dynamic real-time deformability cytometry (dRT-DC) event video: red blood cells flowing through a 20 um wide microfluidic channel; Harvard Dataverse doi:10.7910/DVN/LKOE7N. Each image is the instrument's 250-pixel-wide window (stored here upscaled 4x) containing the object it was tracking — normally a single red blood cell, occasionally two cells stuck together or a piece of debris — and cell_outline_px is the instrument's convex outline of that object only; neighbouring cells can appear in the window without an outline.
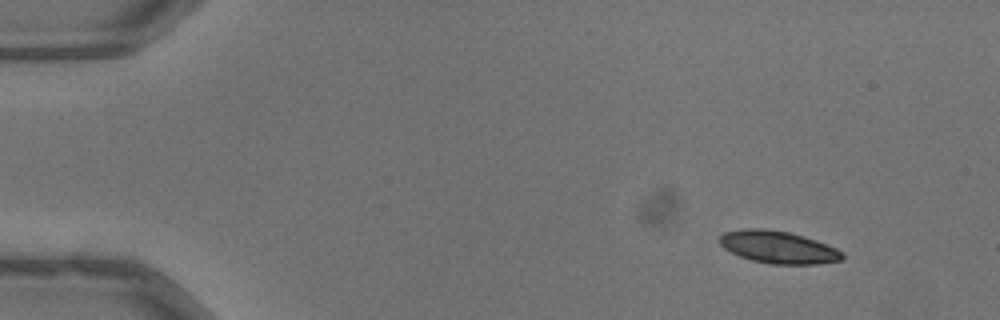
{"species": "common noctule bat (a hibernating species)", "species_latin": "Nyctalus noctula", "temperature_condition": "warm", "stored_images_in_passage": 48, "camera_frame_rate_fps": 3000, "um_per_image_px": 0.085, "animal": {"sex": "male", "body_mass_g": 13.3}, "frame": {"image": 1, "passage_image": 1, "time_ms": 0.0, "image_size_px": [1000, 320], "cell_outline_px": [[844, 260], [816, 264], [768, 264], [752, 260], [740, 256], [724, 248], [720, 244], [720, 236], [724, 232], [744, 228], [764, 228], [788, 232], [804, 236], [816, 240], [836, 248], [844, 252]], "centroid_in_image_um": [66.17, 21.01], "position_along_channel_um": 18.8, "area_um2": 23.24}}
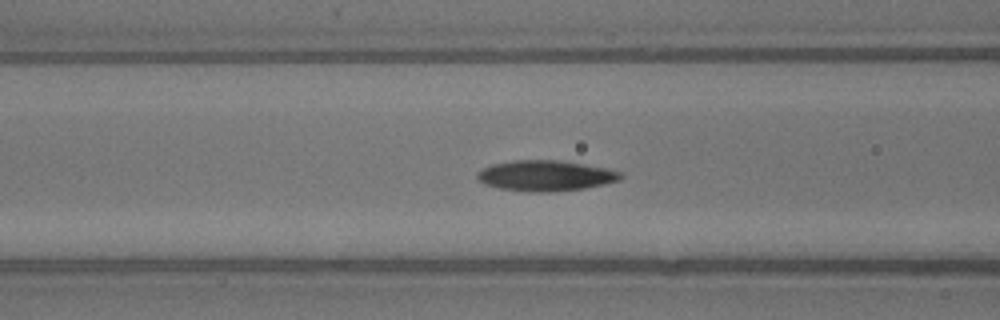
{"frame": {"image": 2, "passage_image": 17, "time_ms": 5.333, "image_size_px": [1000, 320], "cell_outline_px": [[624, 176], [620, 180], [604, 184], [584, 188], [548, 192], [528, 192], [500, 188], [484, 184], [476, 180], [476, 172], [492, 164], [512, 160], [560, 160], [584, 164], [604, 168], [620, 172]], "centroid_in_image_um": [46.33, 14.93], "position_along_channel_um": 120.3, "area_um2": 25.61}}
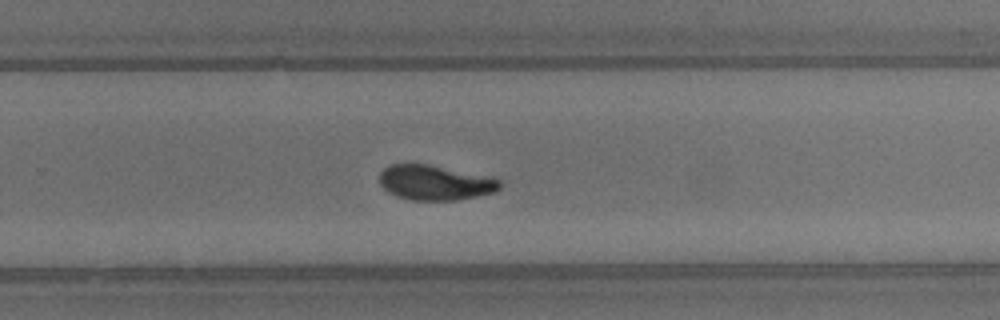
{"frame": {"image": 3, "passage_image": 30, "time_ms": 9.667, "image_size_px": [1000, 320], "cell_outline_px": [[500, 188], [496, 192], [456, 200], [412, 200], [396, 196], [388, 192], [380, 184], [380, 172], [384, 168], [392, 164], [428, 164], [496, 176], [500, 180]], "centroid_in_image_um": [37.03, 15.51], "position_along_channel_um": 292.8, "area_um2": 24.85}, "authors_computed_cell_mechanics": {"area_um2": 24.854, "velocity_mm_per_s": 3.9934, "shape_relaxation_time_tau1_ms": 2.4772, "shape_relaxation_time_tau2_ms": 3.7517, "deformation_change_tau1": 0.1315, "deformation_change_tau2": 0.0777}}